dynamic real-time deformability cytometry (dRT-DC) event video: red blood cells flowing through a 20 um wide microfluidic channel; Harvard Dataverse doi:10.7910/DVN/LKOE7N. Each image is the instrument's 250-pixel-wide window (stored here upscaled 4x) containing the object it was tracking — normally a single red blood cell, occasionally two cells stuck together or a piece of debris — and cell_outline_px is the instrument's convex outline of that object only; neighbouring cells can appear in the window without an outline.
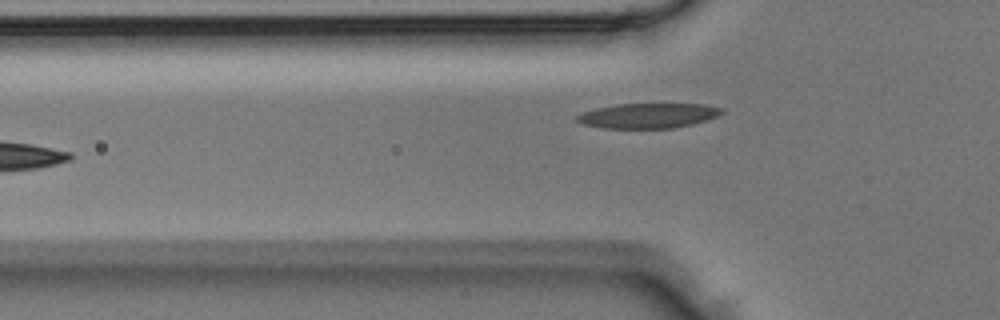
{"species": "Egyptian fruit bat (a non-hibernating species)", "species_latin": "Rousettus aegyptiacus", "temperature_condition": "room temperature", "stored_images_in_passage": 5, "camera_frame_rate_fps": 3000, "um_per_image_px": 0.085, "animal": {"sex": "male"}, "frame": {"image": 1, "passage_image": 4, "time_ms": 1.0, "image_size_px": [1000, 320], "cell_outline_px": [[724, 112], [708, 120], [692, 124], [672, 128], [604, 128], [584, 124], [576, 120], [576, 116], [584, 112], [596, 108], [616, 104], [704, 104], [724, 108]], "centroid_in_image_um": [55.13, 9.83], "position_along_channel_um": 70.7, "area_um2": 20.98}}